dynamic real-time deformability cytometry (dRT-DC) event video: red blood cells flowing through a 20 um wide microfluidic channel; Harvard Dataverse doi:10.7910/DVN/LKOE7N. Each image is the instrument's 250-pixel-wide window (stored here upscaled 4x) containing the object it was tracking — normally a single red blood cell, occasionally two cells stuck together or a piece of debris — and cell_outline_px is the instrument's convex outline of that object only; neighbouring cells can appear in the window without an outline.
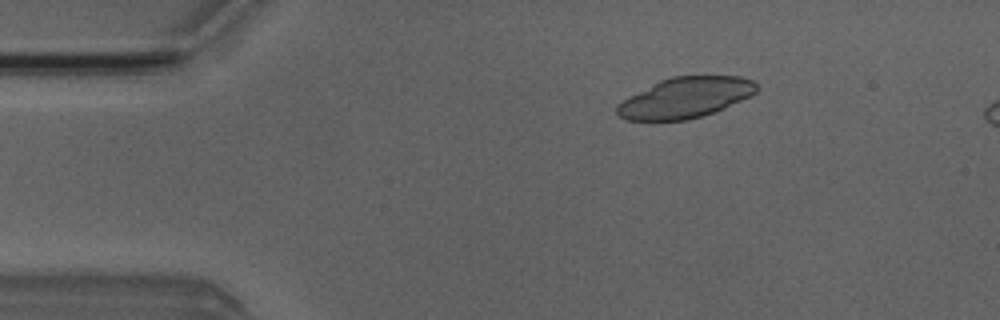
{"species": "Egyptian fruit bat (a non-hibernating species)", "species_latin": "Rousettus aegyptiacus", "temperature_condition": "room temperature", "stored_images_in_passage": 6, "camera_frame_rate_fps": 3000, "um_per_image_px": 0.085, "animal": {"sex": "male"}, "frame": {"image": 1, "passage_image": 3, "time_ms": 2.333, "image_size_px": [1000, 320], "cell_outline_px": [[756, 92], [724, 108], [688, 120], [628, 120], [620, 116], [616, 112], [616, 104], [652, 84], [660, 80], [672, 76], [740, 76], [752, 80], [756, 84]], "centroid_in_image_um": [58.23, 8.3], "position_along_channel_um": 26.8, "area_um2": 32.48}}